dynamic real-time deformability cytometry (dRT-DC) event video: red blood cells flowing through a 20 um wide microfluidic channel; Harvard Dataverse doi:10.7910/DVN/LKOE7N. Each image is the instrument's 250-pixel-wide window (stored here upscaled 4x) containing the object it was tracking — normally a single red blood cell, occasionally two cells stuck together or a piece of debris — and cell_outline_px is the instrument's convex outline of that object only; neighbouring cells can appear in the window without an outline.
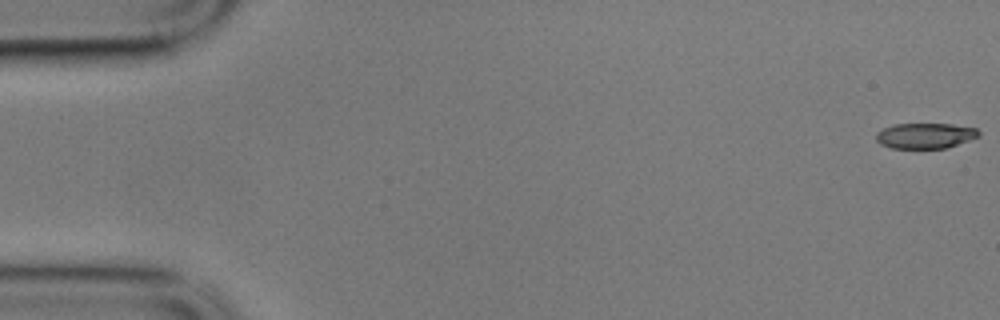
{"species": "common noctule bat (a hibernating species)", "species_latin": "Nyctalus noctula", "temperature_condition": "cold", "stored_images_in_passage": 3, "camera_frame_rate_fps": 3000, "um_per_image_px": 0.085, "animal": {"sex": "male", "body_mass_g": 17.9}, "frame": {"image": 1, "passage_image": 1, "time_ms": 0.0, "image_size_px": [1000, 320], "cell_outline_px": [[980, 136], [944, 148], [892, 148], [880, 144], [876, 140], [876, 132], [892, 124], [952, 124], [976, 128], [980, 132]], "centroid_in_image_um": [78.62, 11.52], "position_along_channel_um": 6.4, "area_um2": 15.14}}